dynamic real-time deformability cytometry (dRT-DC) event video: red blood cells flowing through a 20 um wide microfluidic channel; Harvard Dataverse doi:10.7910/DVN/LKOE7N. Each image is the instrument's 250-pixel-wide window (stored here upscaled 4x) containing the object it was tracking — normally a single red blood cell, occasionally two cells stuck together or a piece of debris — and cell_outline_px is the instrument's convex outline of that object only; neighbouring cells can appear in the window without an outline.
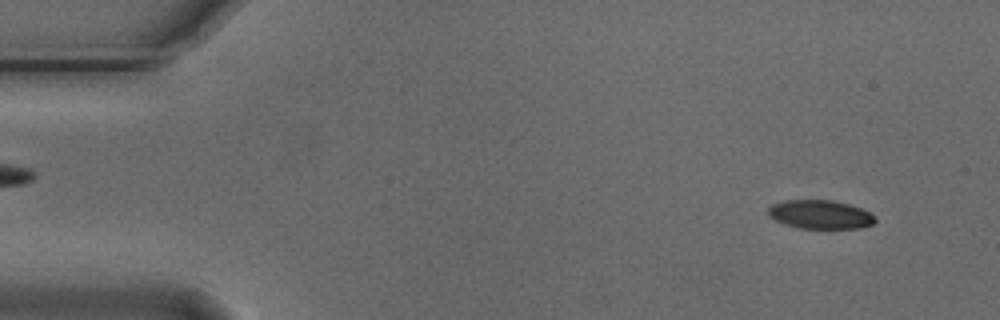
{"species": "Egyptian fruit bat (a non-hibernating species)", "species_latin": "Rousettus aegyptiacus", "temperature_condition": "cold", "stored_images_in_passage": 4, "camera_frame_rate_fps": 3000, "um_per_image_px": 0.085, "animal": {"sex": "male"}, "frame": {"image": 1, "passage_image": 1, "time_ms": 0.0, "image_size_px": [1000, 320], "cell_outline_px": [[876, 220], [872, 224], [864, 228], [800, 228], [784, 224], [768, 216], [768, 208], [772, 204], [784, 200], [832, 200], [848, 204], [872, 212], [876, 216]], "centroid_in_image_um": [69.74, 18.23], "position_along_channel_um": 15.3, "area_um2": 18.03}}
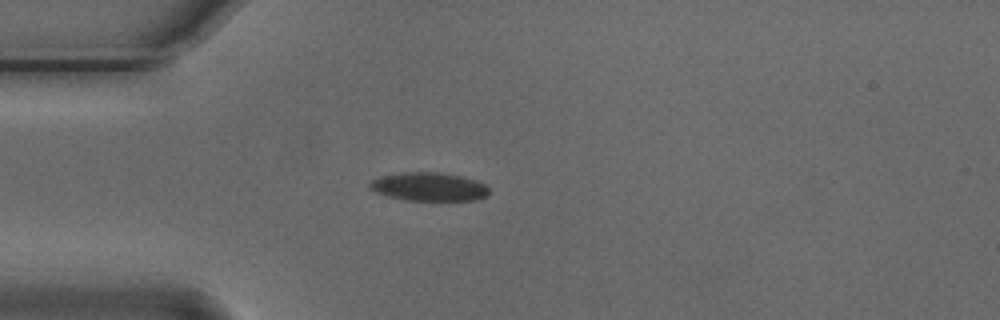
{"frame": {"image": 2, "passage_image": 4, "time_ms": 1.0, "image_size_px": [1000, 320], "cell_outline_px": [[488, 196], [476, 200], [404, 200], [388, 196], [376, 192], [368, 188], [368, 184], [372, 180], [380, 176], [404, 172], [436, 172], [460, 176], [484, 184], [488, 188]], "centroid_in_image_um": [36.42, 15.88], "position_along_channel_um": 48.6, "area_um2": 19.65}}